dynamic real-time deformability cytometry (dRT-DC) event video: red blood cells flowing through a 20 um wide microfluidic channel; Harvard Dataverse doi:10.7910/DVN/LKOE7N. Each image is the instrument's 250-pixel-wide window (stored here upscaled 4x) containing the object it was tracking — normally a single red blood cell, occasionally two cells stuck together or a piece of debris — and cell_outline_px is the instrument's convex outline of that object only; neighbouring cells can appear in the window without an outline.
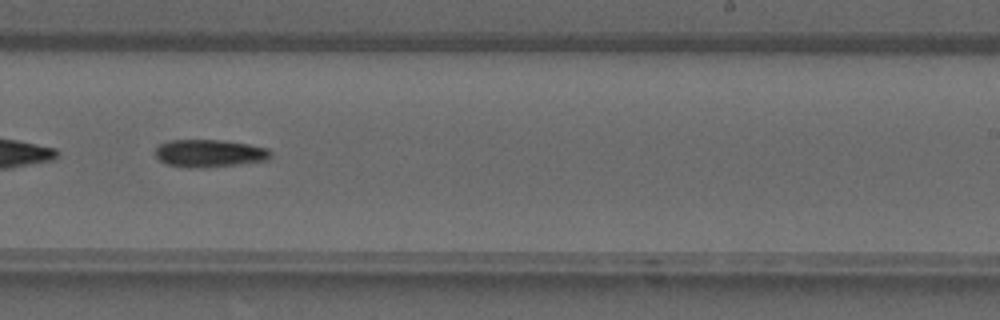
{"species": "common noctule bat (a hibernating species)", "species_latin": "Nyctalus noctula", "temperature_condition": "warm", "stored_images_in_passage": 36, "camera_frame_rate_fps": 3000, "um_per_image_px": 0.085, "animal": {"sex": "male", "forearm_length_mm": 52.5}, "frame": {"image": 1, "passage_image": 21, "time_ms": 6.667, "image_size_px": [1000, 320], "cell_outline_px": [[272, 156], [268, 160], [204, 168], [196, 168], [168, 164], [160, 160], [156, 156], [156, 148], [160, 144], [168, 140], [220, 140], [248, 144], [268, 148], [272, 152]], "centroid_in_image_um": [17.83, 13.02], "position_along_channel_um": 271.2, "area_um2": 18.44}}
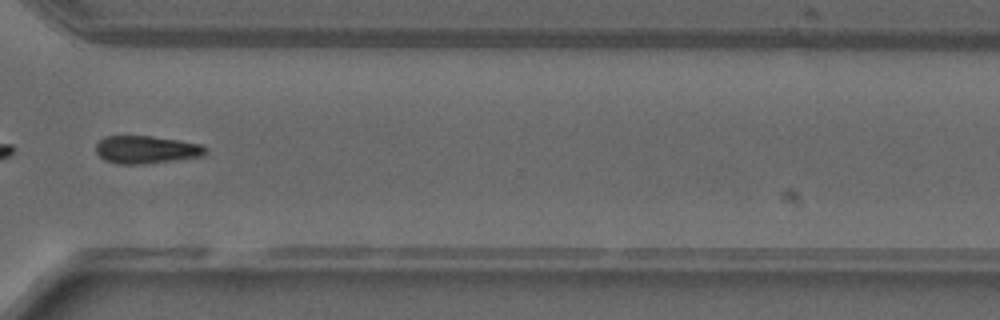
{"frame": {"image": 2, "passage_image": 26, "time_ms": 8.333, "image_size_px": [1000, 320], "cell_outline_px": [[208, 152], [204, 156], [144, 164], [116, 164], [104, 160], [96, 152], [96, 144], [104, 136], [152, 136], [200, 144], [208, 148]], "centroid_in_image_um": [12.44, 12.72], "position_along_channel_um": 358.2, "area_um2": 17.8}}
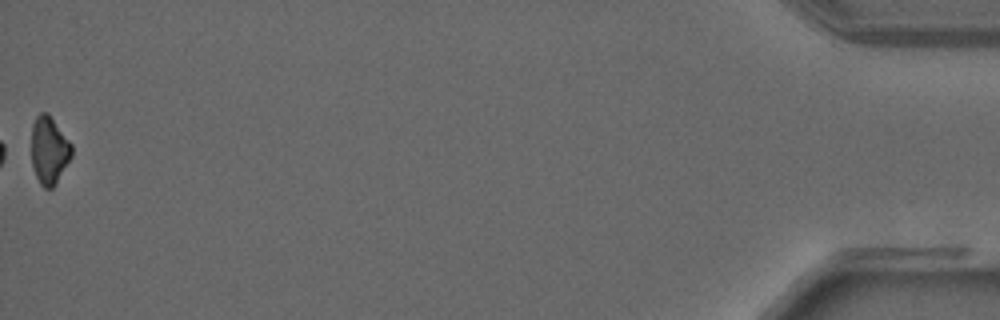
{"frame": {"image": 3, "passage_image": 36, "time_ms": 11.667, "image_size_px": [1000, 320], "cell_outline_px": [[72, 156], [56, 184], [52, 188], [44, 188], [40, 184], [36, 176], [32, 164], [32, 124], [36, 116], [40, 112], [48, 112], [72, 144]], "centroid_in_image_um": [4.18, 12.76], "position_along_channel_um": 431.0, "area_um2": 15.95}}